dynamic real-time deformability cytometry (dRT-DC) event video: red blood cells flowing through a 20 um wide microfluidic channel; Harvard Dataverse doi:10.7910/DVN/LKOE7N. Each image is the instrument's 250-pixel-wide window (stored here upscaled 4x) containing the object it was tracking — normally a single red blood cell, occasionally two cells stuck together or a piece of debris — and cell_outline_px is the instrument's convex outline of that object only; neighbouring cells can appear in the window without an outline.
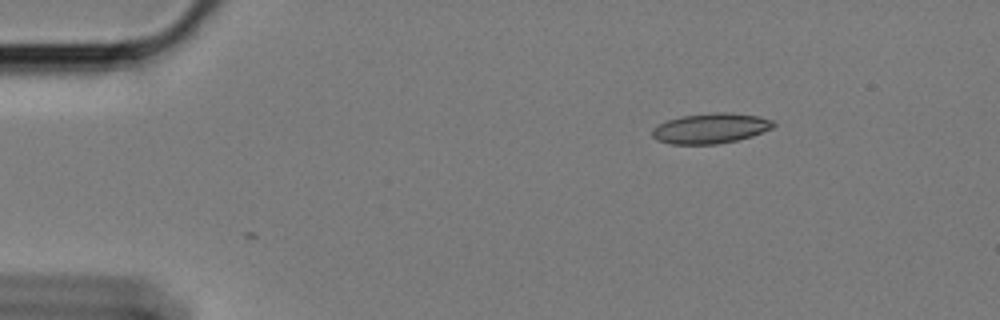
{"species": "Egyptian fruit bat (a non-hibernating species)", "species_latin": "Rousettus aegyptiacus", "temperature_condition": "cold", "stored_images_in_passage": 3, "camera_frame_rate_fps": 3000, "um_per_image_px": 0.085, "animal": {"sex": "female"}, "frame": {"image": 1, "passage_image": 3, "time_ms": 0.667, "image_size_px": [1000, 320], "cell_outline_px": [[776, 124], [772, 128], [752, 136], [736, 140], [716, 144], [672, 144], [656, 140], [652, 136], [652, 128], [668, 120], [684, 116], [716, 112], [732, 112], [760, 116], [776, 120]], "centroid_in_image_um": [60.45, 10.9], "position_along_channel_um": 24.6, "area_um2": 21.39}}